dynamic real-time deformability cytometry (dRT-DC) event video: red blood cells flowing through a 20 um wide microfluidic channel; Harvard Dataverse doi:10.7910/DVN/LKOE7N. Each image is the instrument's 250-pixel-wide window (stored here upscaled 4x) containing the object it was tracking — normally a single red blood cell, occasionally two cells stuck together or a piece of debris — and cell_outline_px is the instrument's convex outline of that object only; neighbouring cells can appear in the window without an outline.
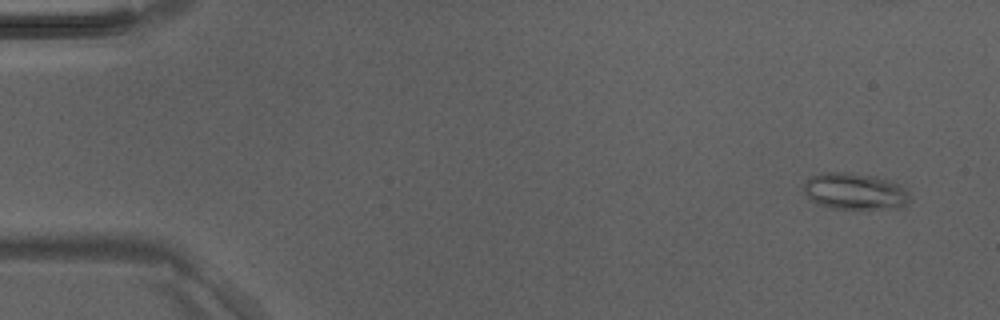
{"species": "Egyptian fruit bat (a non-hibernating species)", "species_latin": "Rousettus aegyptiacus", "temperature_condition": "room temperature", "stored_images_in_passage": 5, "camera_frame_rate_fps": 3000, "um_per_image_px": 0.085, "animal": {"sex": "male"}, "frame": {"image": 1, "passage_image": 1, "time_ms": 0.0, "image_size_px": [1000, 320], "cell_outline_px": [[912, 200], [900, 208], [860, 212], [828, 208], [816, 204], [804, 192], [804, 180], [820, 172], [848, 172], [872, 176], [892, 180], [904, 188], [908, 192]], "centroid_in_image_um": [72.69, 16.32], "position_along_channel_um": 12.3, "area_um2": 23.81}}